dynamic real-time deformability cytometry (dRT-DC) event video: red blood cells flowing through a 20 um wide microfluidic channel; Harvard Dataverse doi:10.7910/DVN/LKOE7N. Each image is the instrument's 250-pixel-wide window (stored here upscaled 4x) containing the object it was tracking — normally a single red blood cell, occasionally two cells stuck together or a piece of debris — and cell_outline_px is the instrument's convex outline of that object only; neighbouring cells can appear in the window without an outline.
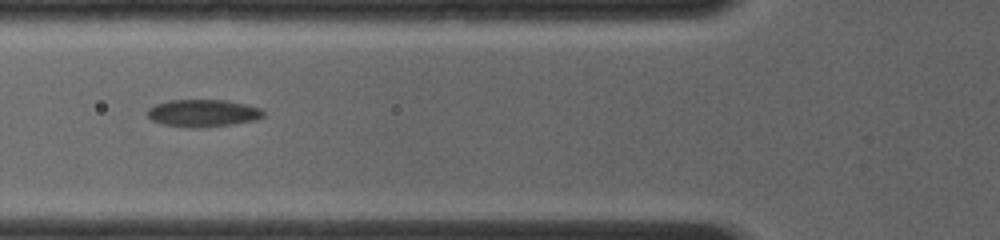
{"species": "common noctule bat (a hibernating species)", "species_latin": "Nyctalus noctula", "temperature_condition": "room temperature", "stored_images_in_passage": 17, "camera_frame_rate_fps": 4000, "um_per_image_px": 0.085, "animal": {"sex": "female", "body_mass_g": 19.0, "forearm_length_mm": 56.7}, "frame": {"image": 1, "passage_image": 4, "time_ms": 3.0, "image_size_px": [1000, 240], "cell_outline_px": [[264, 116], [256, 120], [232, 124], [200, 128], [188, 128], [164, 124], [152, 120], [148, 116], [148, 108], [156, 104], [172, 100], [228, 100], [260, 108], [264, 112]], "centroid_in_image_um": [17.27, 9.62], "position_along_channel_um": 108.5, "area_um2": 18.44}}
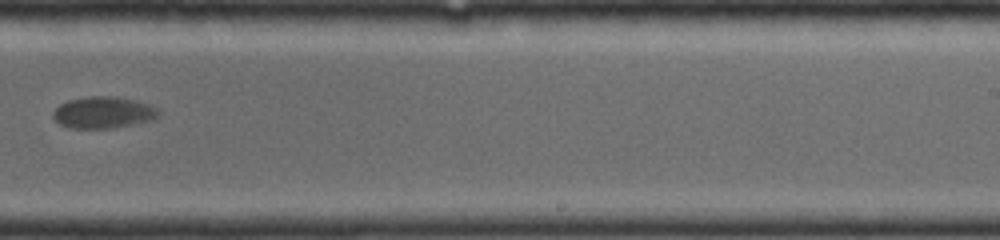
{"frame": {"image": 2, "passage_image": 8, "time_ms": 7.0, "image_size_px": [1000, 240], "cell_outline_px": [[160, 112], [152, 120], [112, 128], [72, 128], [60, 124], [52, 116], [52, 112], [60, 104], [68, 100], [88, 96], [116, 96], [148, 104], [156, 108]], "centroid_in_image_um": [8.74, 9.55], "position_along_channel_um": 280.3, "area_um2": 19.25}}
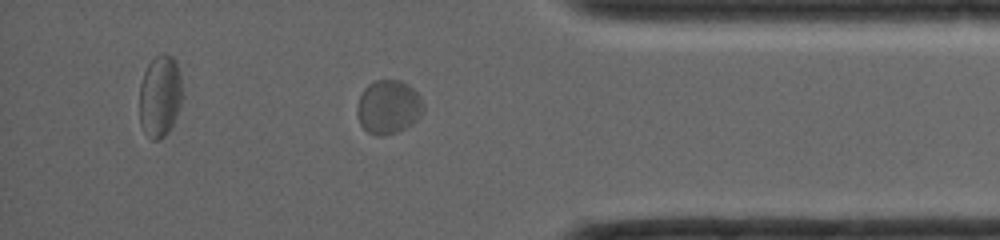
{"frame": {"image": 3, "passage_image": 13, "time_ms": 10.0, "image_size_px": [1000, 240], "cell_outline_px": [[424, 108], [420, 116], [412, 124], [396, 132], [380, 136], [368, 132], [360, 124], [356, 112], [356, 108], [360, 96], [364, 88], [368, 84], [376, 80], [400, 80], [408, 84], [420, 96], [424, 104]], "centroid_in_image_um": [33.01, 9.08], "position_along_channel_um": 402.2, "area_um2": 20.75}}